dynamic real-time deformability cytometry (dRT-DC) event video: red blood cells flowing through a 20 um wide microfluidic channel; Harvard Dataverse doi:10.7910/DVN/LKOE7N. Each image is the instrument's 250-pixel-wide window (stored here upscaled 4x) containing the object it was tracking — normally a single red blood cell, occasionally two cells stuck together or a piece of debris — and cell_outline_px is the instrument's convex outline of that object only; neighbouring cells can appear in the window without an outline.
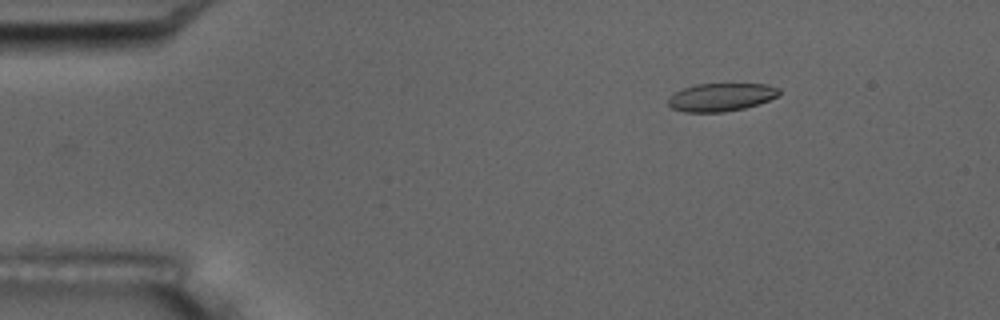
{"species": "common noctule bat (a hibernating species)", "species_latin": "Nyctalus noctula", "temperature_condition": "room temperature", "stored_images_in_passage": 4, "camera_frame_rate_fps": 3000, "um_per_image_px": 0.085, "animal": {"sex": "male", "body_mass_g": 17.5, "forearm_length_mm": 52.3}, "frame": {"image": 1, "passage_image": 4, "time_ms": 3.333, "image_size_px": [1000, 320], "cell_outline_px": [[780, 92], [776, 96], [768, 100], [744, 108], [724, 112], [684, 112], [672, 108], [668, 104], [668, 100], [676, 92], [684, 88], [700, 84], [768, 84], [780, 88]], "centroid_in_image_um": [61.3, 8.26], "position_along_channel_um": 23.7, "area_um2": 17.86}}